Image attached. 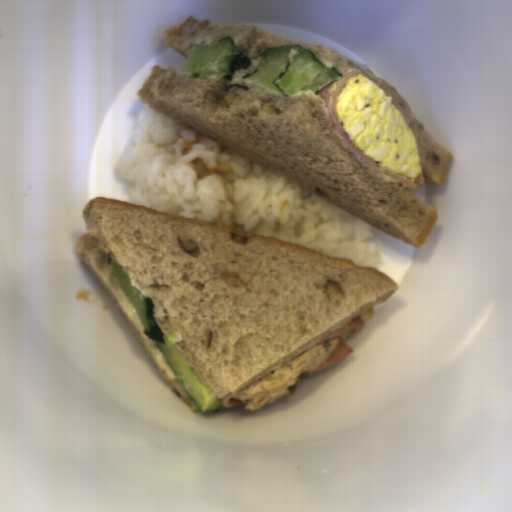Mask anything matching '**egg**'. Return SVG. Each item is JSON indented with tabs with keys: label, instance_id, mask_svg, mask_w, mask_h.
Returning a JSON list of instances; mask_svg holds the SVG:
<instances>
[{
	"label": "egg",
	"instance_id": "obj_1",
	"mask_svg": "<svg viewBox=\"0 0 512 512\" xmlns=\"http://www.w3.org/2000/svg\"><path fill=\"white\" fill-rule=\"evenodd\" d=\"M335 112L353 145L411 180L421 177L417 142L402 112L371 78L356 74L337 93Z\"/></svg>",
	"mask_w": 512,
	"mask_h": 512
},
{
	"label": "egg",
	"instance_id": "obj_2",
	"mask_svg": "<svg viewBox=\"0 0 512 512\" xmlns=\"http://www.w3.org/2000/svg\"><path fill=\"white\" fill-rule=\"evenodd\" d=\"M339 336L318 342L282 367L251 383L237 395L247 411H259L289 392L300 375L313 371L335 350Z\"/></svg>",
	"mask_w": 512,
	"mask_h": 512
}]
</instances>
